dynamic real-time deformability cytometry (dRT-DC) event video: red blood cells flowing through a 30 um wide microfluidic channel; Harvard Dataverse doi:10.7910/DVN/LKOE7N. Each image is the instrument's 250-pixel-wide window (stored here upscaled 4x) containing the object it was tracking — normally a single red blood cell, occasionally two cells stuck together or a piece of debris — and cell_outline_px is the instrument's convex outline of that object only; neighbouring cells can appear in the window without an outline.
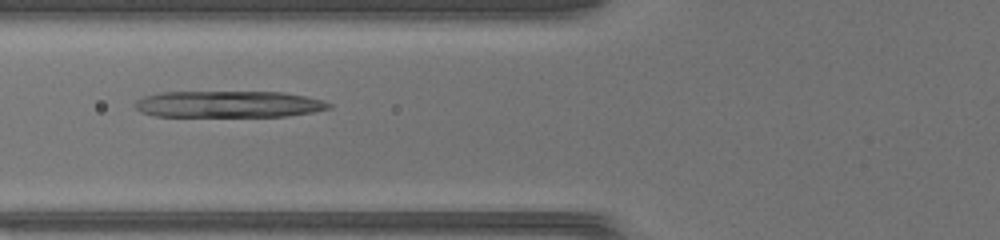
{"species": "common noctule bat (a hibernating species)", "species_latin": "Nyctalus noctula", "temperature_condition": "warm", "stored_images_in_passage": 51, "camera_frame_rate_fps": 3000, "um_per_image_px": 0.085, "animal": {"sex": "female", "body_mass_g": 17.0, "forearm_length_mm": 48.0}, "frame": {"image": 1, "passage_image": 21, "time_ms": 6.667, "image_size_px": [1000, 240], "cell_outline_px": [[332, 108], [312, 112], [288, 116], [156, 116], [140, 112], [132, 104], [136, 100], [144, 96], [160, 92], [284, 92], [324, 100], [332, 104]], "centroid_in_image_um": [19.42, 8.85], "position_along_channel_um": 106.4, "area_um2": 30.17}}
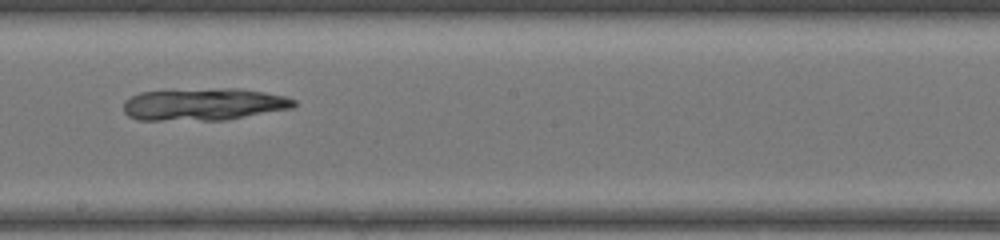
{"frame": {"image": 2, "passage_image": 30, "time_ms": 9.667, "image_size_px": [1000, 240], "cell_outline_px": [[296, 104], [292, 108], [228, 120], [136, 120], [128, 116], [124, 112], [124, 100], [140, 92], [224, 88], [240, 88], [264, 92], [284, 96], [296, 100]], "centroid_in_image_um": [17.33, 8.88], "position_along_channel_um": 230.9, "area_um2": 32.08}}
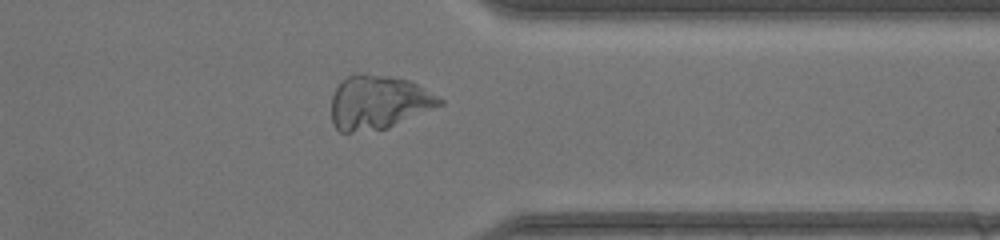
{"frame": {"image": 3, "passage_image": 41, "time_ms": 13.333, "image_size_px": [1000, 240], "cell_outline_px": [[444, 104], [388, 128], [352, 132], [340, 132], [332, 124], [332, 96], [336, 88], [348, 76], [356, 72], [360, 72], [388, 76], [412, 80], [444, 100]], "centroid_in_image_um": [32.18, 8.68], "position_along_channel_um": 379.2, "area_um2": 34.16}}